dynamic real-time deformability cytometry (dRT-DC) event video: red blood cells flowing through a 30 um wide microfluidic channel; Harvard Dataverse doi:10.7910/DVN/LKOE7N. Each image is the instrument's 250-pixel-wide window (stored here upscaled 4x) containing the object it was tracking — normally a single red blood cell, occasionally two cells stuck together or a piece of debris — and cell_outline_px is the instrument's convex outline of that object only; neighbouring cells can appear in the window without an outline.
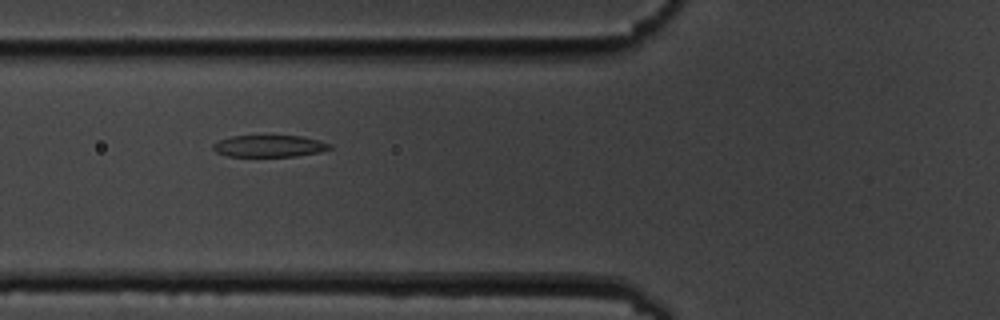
{"species": "common noctule bat (a hibernating species)", "species_latin": "Nyctalus noctula", "temperature_condition": "cold", "stored_images_in_passage": 4, "camera_frame_rate_fps": 3000, "um_per_image_px": 0.085, "animal": {"sex": "male", "body_mass_g": 19.5, "forearm_length_mm": 54.6}, "frame": {"image": 1, "passage_image": 3, "time_ms": 2.333, "image_size_px": [1000, 320], "cell_outline_px": [[332, 148], [320, 152], [296, 156], [228, 156], [216, 152], [212, 148], [212, 144], [220, 140], [232, 136], [304, 136], [332, 144]], "centroid_in_image_um": [22.91, 12.41], "position_along_channel_um": 102.9, "area_um2": 14.8}}
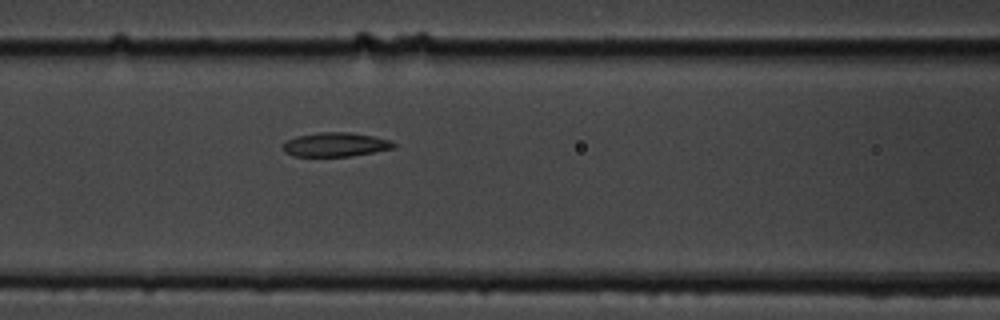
{"frame": {"image": 2, "passage_image": 4, "time_ms": 3.333, "image_size_px": [1000, 320], "cell_outline_px": [[396, 148], [352, 156], [292, 156], [284, 152], [280, 148], [288, 140], [296, 136], [320, 132], [352, 132], [372, 136], [388, 140], [396, 144]], "centroid_in_image_um": [28.5, 12.29], "position_along_channel_um": 138.1, "area_um2": 15.61}}